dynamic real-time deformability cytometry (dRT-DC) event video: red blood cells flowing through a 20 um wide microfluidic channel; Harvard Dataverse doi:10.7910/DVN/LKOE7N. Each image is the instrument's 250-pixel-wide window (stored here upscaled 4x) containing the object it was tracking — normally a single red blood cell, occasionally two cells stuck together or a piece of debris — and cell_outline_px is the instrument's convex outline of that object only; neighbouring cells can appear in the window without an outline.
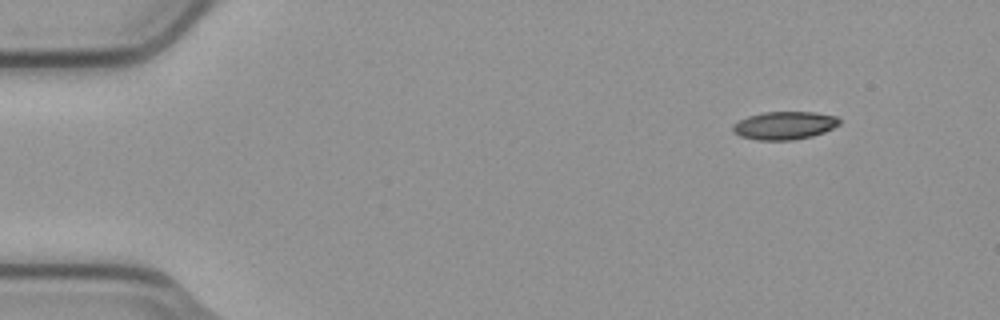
{"species": "common noctule bat (a hibernating species)", "species_latin": "Nyctalus noctula", "temperature_condition": "cold", "stored_images_in_passage": 4, "camera_frame_rate_fps": 3000, "um_per_image_px": 0.085, "animal": {"sex": "male", "body_mass_g": 23.1, "forearm_length_mm": 52.7}, "frame": {"image": 1, "passage_image": 1, "time_ms": 0.0, "image_size_px": [1000, 320], "cell_outline_px": [[840, 124], [824, 132], [812, 136], [792, 140], [756, 140], [740, 136], [732, 128], [732, 124], [748, 116], [764, 112], [812, 112], [836, 116], [840, 120]], "centroid_in_image_um": [66.68, 10.66], "position_along_channel_um": 18.3, "area_um2": 17.28}}
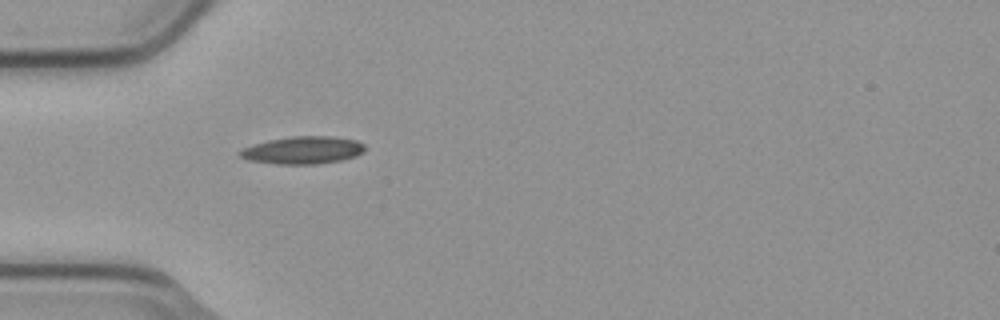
{"frame": {"image": 2, "passage_image": 4, "time_ms": 1.0, "image_size_px": [1000, 320], "cell_outline_px": [[364, 152], [356, 156], [340, 160], [316, 164], [276, 164], [248, 160], [240, 156], [236, 152], [252, 144], [268, 140], [292, 136], [332, 136], [356, 140], [364, 144]], "centroid_in_image_um": [25.72, 12.76], "position_along_channel_um": 59.3, "area_um2": 20.11}}